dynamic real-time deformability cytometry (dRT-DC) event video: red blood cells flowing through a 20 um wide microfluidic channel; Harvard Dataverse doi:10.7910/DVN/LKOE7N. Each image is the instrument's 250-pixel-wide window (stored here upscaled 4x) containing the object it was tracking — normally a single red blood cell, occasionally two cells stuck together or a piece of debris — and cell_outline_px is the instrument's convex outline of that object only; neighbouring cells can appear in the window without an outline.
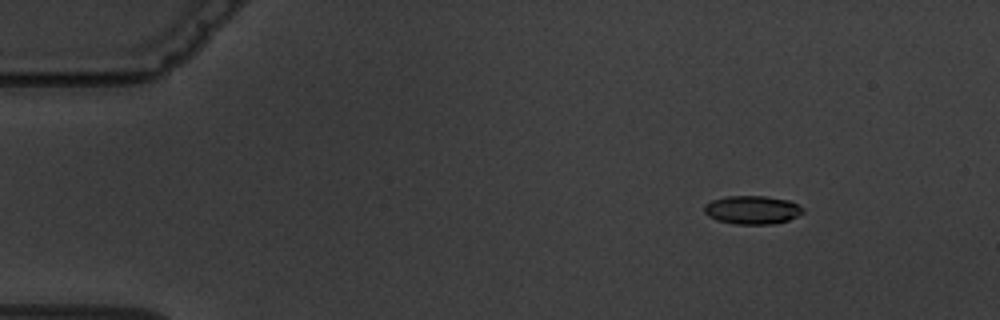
{"species": "common noctule bat (a hibernating species)", "species_latin": "Nyctalus noctula", "temperature_condition": "warm", "stored_images_in_passage": 5, "camera_frame_rate_fps": 3000, "um_per_image_px": 0.085, "animal": {"sex": "male", "body_mass_g": 19.5, "forearm_length_mm": 54.6}, "frame": {"image": 1, "passage_image": 1, "time_ms": 0.0, "image_size_px": [1000, 320], "cell_outline_px": [[804, 212], [788, 220], [772, 224], [736, 224], [716, 220], [708, 216], [704, 212], [704, 204], [712, 200], [724, 196], [764, 196], [788, 200], [804, 208]], "centroid_in_image_um": [63.91, 17.84], "position_along_channel_um": 21.1, "area_um2": 16.36}}
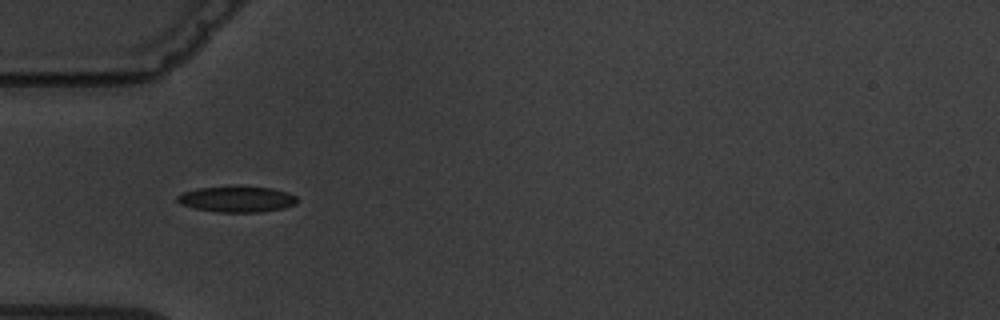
{"frame": {"image": 2, "passage_image": 4, "time_ms": 3.667, "image_size_px": [1000, 320], "cell_outline_px": [[300, 200], [296, 204], [284, 208], [260, 212], [216, 212], [196, 208], [180, 204], [176, 200], [176, 196], [184, 192], [196, 188], [272, 188], [288, 192], [296, 196]], "centroid_in_image_um": [20.17, 16.96], "position_along_channel_um": 64.8, "area_um2": 17.69}}